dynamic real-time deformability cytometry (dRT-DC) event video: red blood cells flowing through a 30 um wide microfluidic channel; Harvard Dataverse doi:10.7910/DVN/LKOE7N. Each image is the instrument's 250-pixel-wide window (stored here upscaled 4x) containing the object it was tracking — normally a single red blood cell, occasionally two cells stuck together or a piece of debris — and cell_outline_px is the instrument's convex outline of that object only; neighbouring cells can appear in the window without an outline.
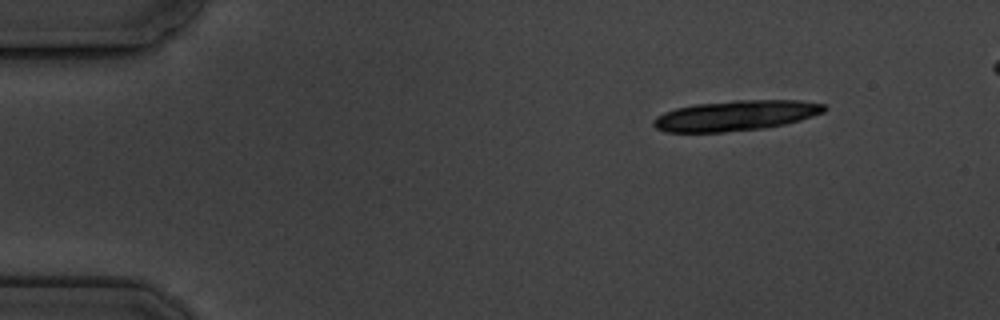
{"species": "common noctule bat (a hibernating species)", "species_latin": "Nyctalus noctula", "temperature_condition": "cold", "stored_images_in_passage": 15, "camera_frame_rate_fps": 3000, "um_per_image_px": 0.085, "animal": {"sex": "male", "body_mass_g": 19.5, "forearm_length_mm": 54.6}, "frame": {"image": 1, "passage_image": 1, "time_ms": 0.0, "image_size_px": [1000, 320], "cell_outline_px": [[828, 108], [824, 112], [800, 120], [784, 124], [764, 128], [724, 132], [664, 132], [656, 128], [652, 124], [652, 120], [656, 116], [664, 112], [676, 108], [696, 104], [736, 100], [800, 100], [824, 104]], "centroid_in_image_um": [62.52, 9.82], "position_along_channel_um": 22.5, "area_um2": 30.23}}
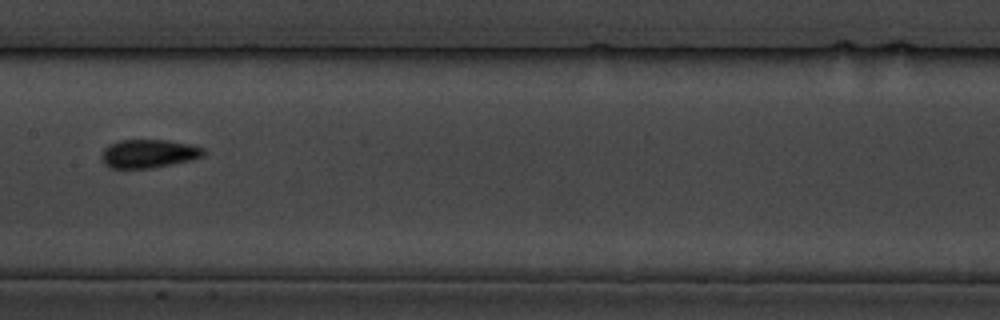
{"frame": {"image": 2, "passage_image": 7, "time_ms": 7.667, "image_size_px": [1000, 320], "cell_outline_px": [[204, 152], [200, 156], [192, 160], [152, 168], [108, 168], [104, 164], [100, 156], [104, 148], [108, 144], [120, 140], [168, 140], [188, 144], [204, 148]], "centroid_in_image_um": [12.57, 13.06], "position_along_channel_um": 194.8, "area_um2": 16.94}}
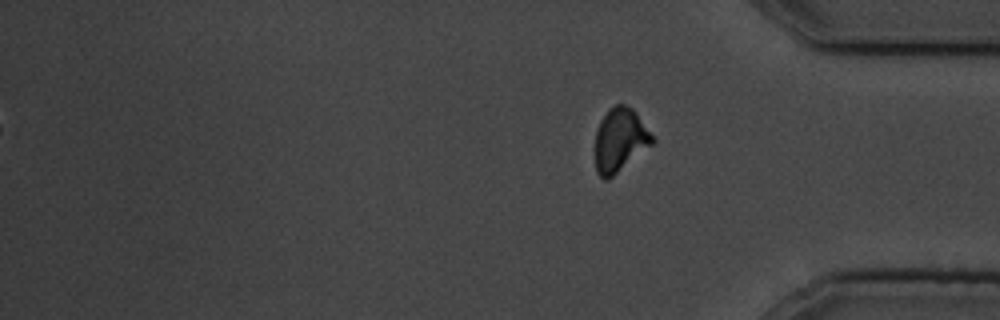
{"frame": {"image": 3, "passage_image": 15, "time_ms": 17.667, "image_size_px": [1000, 320], "cell_outline_px": [[656, 140], [652, 144], [608, 180], [604, 180], [596, 172], [596, 132], [600, 120], [608, 108], [616, 104], [624, 104], [632, 108], [636, 112]], "centroid_in_image_um": [52.69, 11.88], "position_along_channel_um": 382.5, "area_um2": 21.1}, "authors_computed_cell_mechanics": {"area_um2": 16.4152, "velocity_mm_per_s": 3.4738, "shape_relaxation_time_tau1_ms": 6.9707, "shape_relaxation_time_tau2_ms": null, "deformation_change_tau1": 0.128, "deformation_change_tau2": null}}